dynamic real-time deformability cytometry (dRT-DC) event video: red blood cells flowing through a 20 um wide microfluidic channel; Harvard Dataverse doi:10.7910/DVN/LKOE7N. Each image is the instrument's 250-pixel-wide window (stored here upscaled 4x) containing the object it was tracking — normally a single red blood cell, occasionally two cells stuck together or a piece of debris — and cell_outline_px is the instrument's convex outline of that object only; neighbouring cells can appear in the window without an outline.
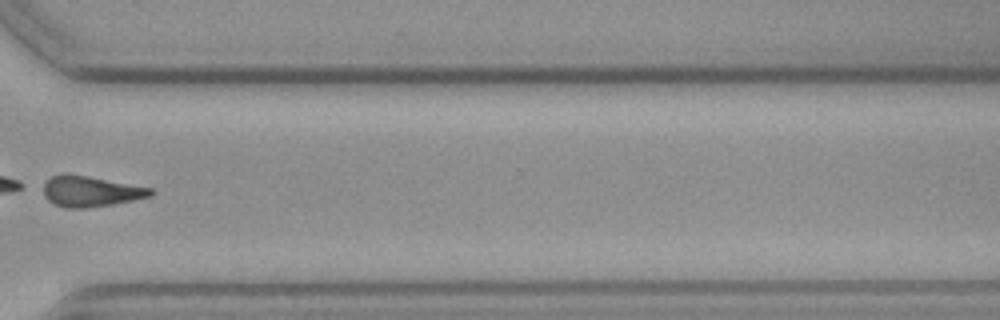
{"species": "common noctule bat (a hibernating species)", "species_latin": "Nyctalus noctula", "temperature_condition": "cold", "stored_images_in_passage": 11, "camera_frame_rate_fps": 3000, "um_per_image_px": 0.085, "animal": {"sex": "female", "body_mass_g": 19.3, "forearm_length_mm": 54.1}, "frame": {"image": 1, "passage_image": 8, "time_ms": 8.333, "image_size_px": [1000, 320], "cell_outline_px": [[156, 192], [152, 196], [112, 204], [84, 208], [64, 208], [52, 204], [44, 196], [36, 184], [48, 176], [64, 172], [68, 172], [152, 188]], "centroid_in_image_um": [7.54, 16.23], "position_along_channel_um": 363.1, "area_um2": 20.11}}